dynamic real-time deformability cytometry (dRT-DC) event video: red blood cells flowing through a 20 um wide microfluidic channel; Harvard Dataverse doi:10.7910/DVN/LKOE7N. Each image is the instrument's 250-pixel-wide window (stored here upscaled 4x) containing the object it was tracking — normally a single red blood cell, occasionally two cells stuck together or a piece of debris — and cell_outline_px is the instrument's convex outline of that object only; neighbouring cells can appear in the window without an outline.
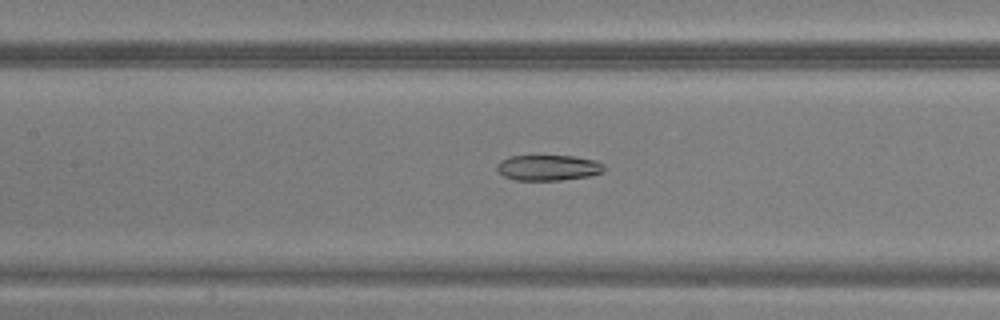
{"species": "common noctule bat (a hibernating species)", "species_latin": "Nyctalus noctula", "temperature_condition": "warm", "stored_images_in_passage": 36, "camera_frame_rate_fps": 3000, "um_per_image_px": 0.085, "animal": {"sex": "male", "body_mass_g": 20.5, "forearm_length_mm": 52.5}, "frame": {"image": 1, "passage_image": 23, "time_ms": 7.333, "image_size_px": [1000, 320], "cell_outline_px": [[604, 172], [588, 176], [560, 180], [516, 180], [504, 176], [496, 168], [496, 164], [500, 160], [508, 156], [576, 156], [596, 160], [604, 164]], "centroid_in_image_um": [46.6, 14.24], "position_along_channel_um": 160.8, "area_um2": 16.07}}
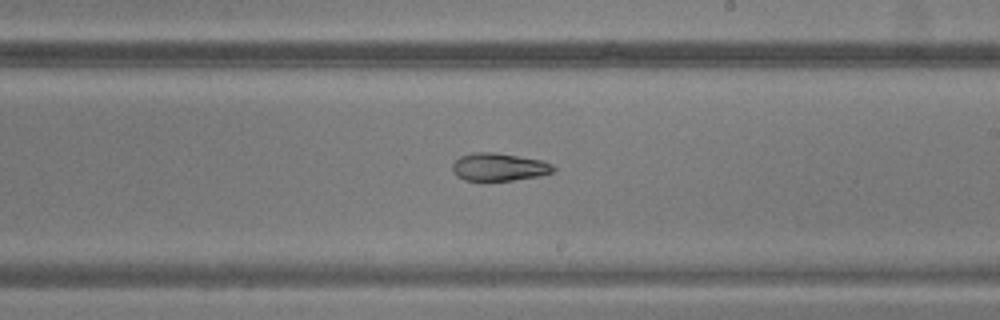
{"frame": {"image": 2, "passage_image": 29, "time_ms": 9.333, "image_size_px": [1000, 320], "cell_outline_px": [[556, 168], [552, 172], [540, 176], [512, 180], [464, 180], [456, 176], [452, 172], [452, 164], [460, 156], [472, 152], [496, 152], [544, 160], [552, 164]], "centroid_in_image_um": [42.41, 14.18], "position_along_channel_um": 246.6, "area_um2": 16.53}}
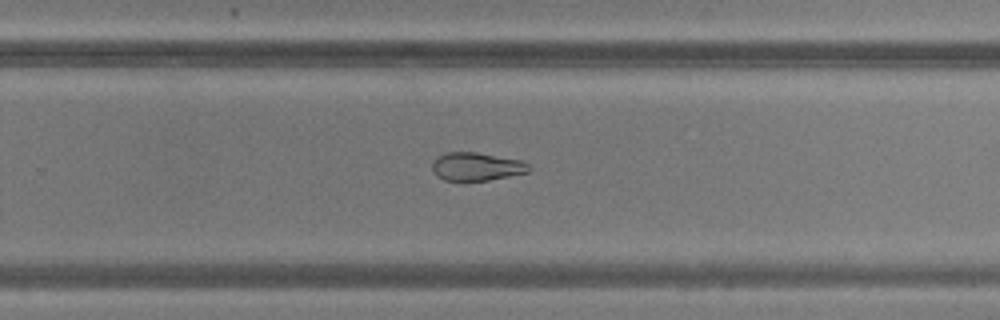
{"frame": {"image": 3, "passage_image": 32, "time_ms": 10.333, "image_size_px": [1000, 320], "cell_outline_px": [[532, 168], [528, 172], [488, 180], [444, 180], [436, 176], [432, 168], [432, 164], [436, 156], [448, 152], [476, 152], [524, 160]], "centroid_in_image_um": [40.52, 14.14], "position_along_channel_um": 289.3, "area_um2": 15.95}}